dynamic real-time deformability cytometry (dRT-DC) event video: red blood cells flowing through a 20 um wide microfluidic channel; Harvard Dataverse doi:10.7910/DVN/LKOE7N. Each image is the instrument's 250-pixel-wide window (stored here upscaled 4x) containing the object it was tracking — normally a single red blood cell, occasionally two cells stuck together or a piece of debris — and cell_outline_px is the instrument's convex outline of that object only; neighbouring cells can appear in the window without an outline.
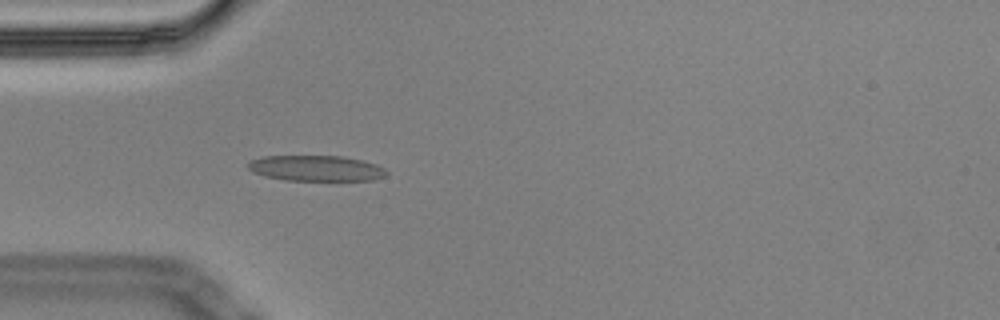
{"species": "Egyptian fruit bat (a non-hibernating species)", "species_latin": "Rousettus aegyptiacus", "temperature_condition": "cold", "stored_images_in_passage": 5, "camera_frame_rate_fps": 3000, "um_per_image_px": 0.085, "animal": {"sex": "male"}, "frame": {"image": 1, "passage_image": 5, "time_ms": 1.333, "image_size_px": [1000, 320], "cell_outline_px": [[388, 172], [384, 176], [372, 180], [284, 180], [264, 176], [252, 172], [248, 168], [248, 164], [252, 160], [264, 156], [344, 156], [364, 160], [376, 164], [384, 168]], "centroid_in_image_um": [26.88, 14.3], "position_along_channel_um": 58.1, "area_um2": 20.69}}